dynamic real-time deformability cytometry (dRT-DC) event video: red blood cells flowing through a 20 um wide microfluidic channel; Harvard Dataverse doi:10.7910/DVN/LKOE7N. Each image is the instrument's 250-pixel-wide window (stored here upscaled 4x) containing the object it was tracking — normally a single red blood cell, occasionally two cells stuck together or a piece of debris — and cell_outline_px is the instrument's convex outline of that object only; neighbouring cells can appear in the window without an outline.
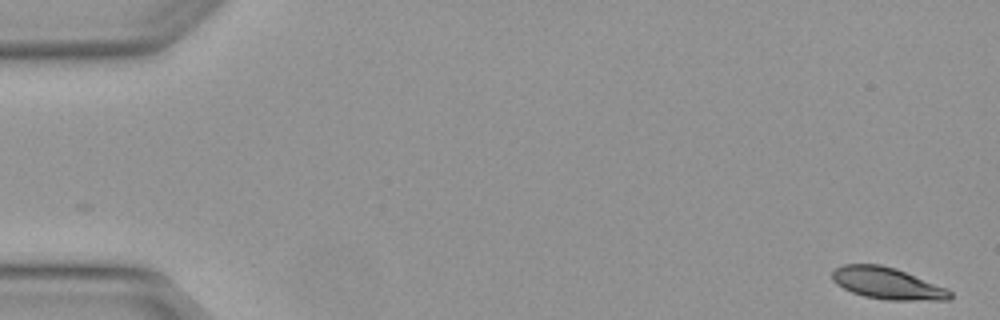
{"species": "Egyptian fruit bat (a non-hibernating species)", "species_latin": "Rousettus aegyptiacus", "temperature_condition": "warm", "stored_images_in_passage": 5, "camera_frame_rate_fps": 3000, "um_per_image_px": 0.085, "animal": {"sex": "female"}, "frame": {"image": 1, "passage_image": 1, "time_ms": 0.0, "image_size_px": [1000, 320], "cell_outline_px": [[952, 296], [948, 300], [888, 300], [864, 296], [852, 292], [836, 284], [832, 280], [832, 272], [836, 268], [844, 264], [880, 264], [896, 268], [948, 288], [952, 292]], "centroid_in_image_um": [75.44, 24.08], "position_along_channel_um": 9.6, "area_um2": 21.85}}